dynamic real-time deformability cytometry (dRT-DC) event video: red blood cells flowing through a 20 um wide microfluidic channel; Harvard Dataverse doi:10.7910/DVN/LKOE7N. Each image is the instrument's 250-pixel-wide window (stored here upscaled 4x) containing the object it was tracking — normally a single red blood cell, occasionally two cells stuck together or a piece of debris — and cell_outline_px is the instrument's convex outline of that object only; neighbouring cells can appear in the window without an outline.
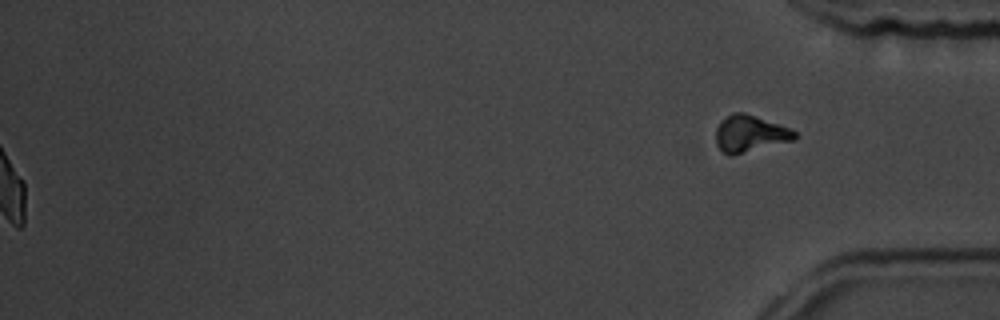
{"species": "common noctule bat (a hibernating species)", "species_latin": "Nyctalus noctula", "temperature_condition": "room temperature", "stored_images_in_passage": 58, "segment_of_instrument_passage": [2, 2], "camera_frame_rate_fps": 3000, "um_per_image_px": 0.085, "animal": {"sex": "male", "body_mass_g": 19.5, "forearm_length_mm": 54.6}, "frame": {"image": 1, "passage_image": 58, "time_ms": 19.0, "image_size_px": [1000, 320], "cell_outline_px": [[796, 140], [732, 156], [728, 156], [716, 144], [716, 128], [720, 120], [732, 112], [744, 112], [788, 128], [796, 132]], "centroid_in_image_um": [63.72, 11.38], "position_along_channel_um": 371.5, "area_um2": 16.94}}